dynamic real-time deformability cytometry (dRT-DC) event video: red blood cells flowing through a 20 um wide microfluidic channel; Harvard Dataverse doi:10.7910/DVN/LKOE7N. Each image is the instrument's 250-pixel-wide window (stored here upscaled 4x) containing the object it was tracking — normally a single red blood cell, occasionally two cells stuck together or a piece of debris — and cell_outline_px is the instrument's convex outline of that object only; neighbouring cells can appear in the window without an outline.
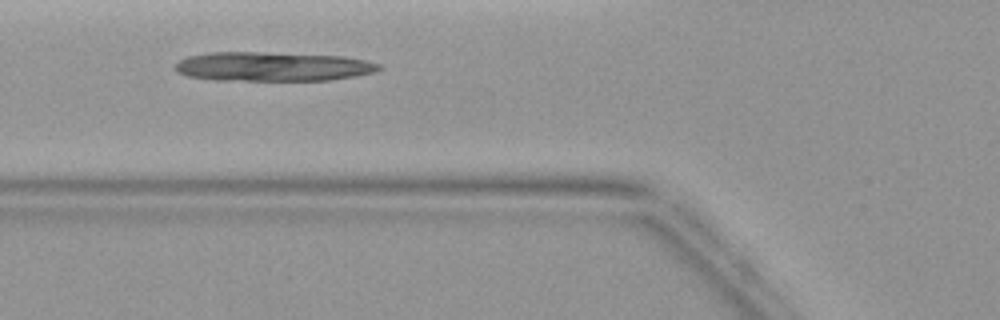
{"species": "common noctule bat (a hibernating species)", "species_latin": "Nyctalus noctula", "temperature_condition": "warm", "stored_images_in_passage": 4, "camera_frame_rate_fps": 3000, "um_per_image_px": 0.085, "animal": {"sex": "female", "body_mass_g": 19.9}, "frame": {"image": 1, "passage_image": 3, "time_ms": 2.667, "image_size_px": [1000, 320], "cell_outline_px": [[384, 68], [376, 72], [356, 76], [328, 80], [212, 80], [188, 76], [176, 72], [172, 68], [180, 60], [188, 56], [212, 52], [256, 52], [344, 56], [364, 60], [380, 64]], "centroid_in_image_um": [23.17, 5.66], "position_along_channel_um": 102.6, "area_um2": 34.8}}